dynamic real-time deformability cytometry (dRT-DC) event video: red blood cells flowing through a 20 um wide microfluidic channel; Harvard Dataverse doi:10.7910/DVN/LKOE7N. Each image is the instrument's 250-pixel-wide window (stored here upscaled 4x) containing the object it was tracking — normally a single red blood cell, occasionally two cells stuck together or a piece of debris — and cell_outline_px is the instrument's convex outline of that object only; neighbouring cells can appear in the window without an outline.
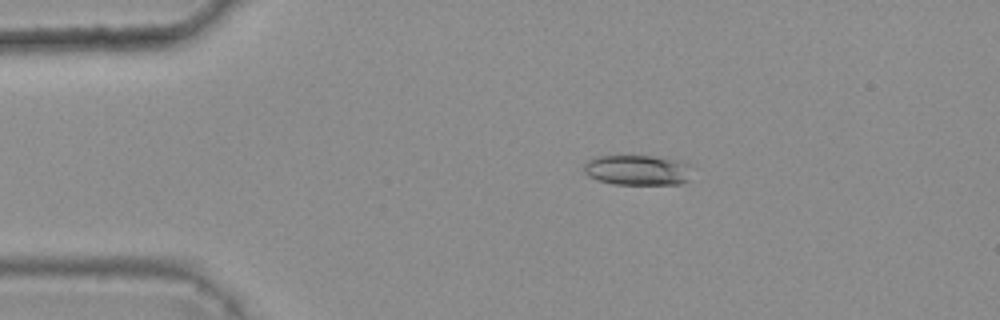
{"species": "common noctule bat (a hibernating species)", "species_latin": "Nyctalus noctula", "temperature_condition": "warm", "stored_images_in_passage": 4, "camera_frame_rate_fps": 3000, "um_per_image_px": 0.085, "animal": {"sex": "female", "body_mass_g": 25.1}, "frame": {"image": 1, "passage_image": 2, "time_ms": 0.333, "image_size_px": [1000, 320], "cell_outline_px": [[696, 168], [688, 180], [680, 184], [612, 184], [596, 180], [588, 176], [584, 172], [584, 164], [592, 156], [620, 152], [652, 156], [672, 160], [688, 164]], "centroid_in_image_um": [54.13, 14.41], "position_along_channel_um": 30.9, "area_um2": 20.17}}